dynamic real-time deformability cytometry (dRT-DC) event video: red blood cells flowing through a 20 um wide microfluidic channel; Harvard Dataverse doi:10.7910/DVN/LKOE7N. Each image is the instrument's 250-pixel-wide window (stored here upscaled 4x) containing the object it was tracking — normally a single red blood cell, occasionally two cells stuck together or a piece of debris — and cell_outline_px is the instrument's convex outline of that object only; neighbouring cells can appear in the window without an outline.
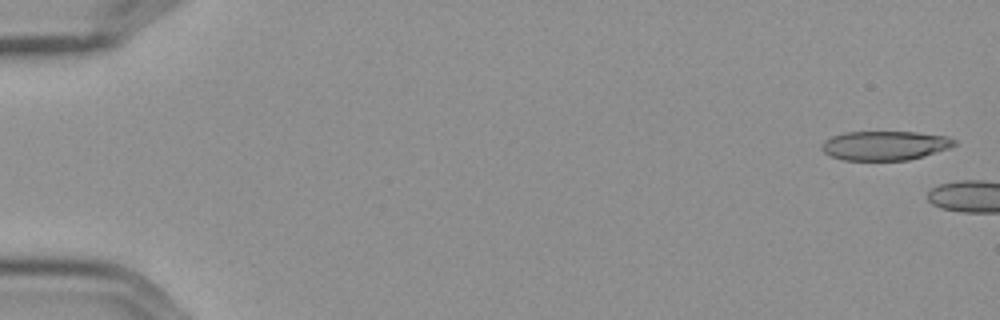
{"species": "Egyptian fruit bat (a non-hibernating species)", "species_latin": "Rousettus aegyptiacus", "temperature_condition": "cold", "stored_images_in_passage": 2, "camera_frame_rate_fps": 3000, "um_per_image_px": 0.085, "frame": {"image": 1, "passage_image": 1, "time_ms": 0.0, "image_size_px": [1000, 320], "cell_outline_px": [[956, 144], [948, 148], [924, 156], [908, 160], [844, 160], [832, 156], [824, 152], [820, 148], [820, 144], [824, 140], [832, 136], [844, 132], [916, 132], [948, 136], [956, 140]], "centroid_in_image_um": [75.2, 12.36], "position_along_channel_um": 9.8, "area_um2": 22.66}}